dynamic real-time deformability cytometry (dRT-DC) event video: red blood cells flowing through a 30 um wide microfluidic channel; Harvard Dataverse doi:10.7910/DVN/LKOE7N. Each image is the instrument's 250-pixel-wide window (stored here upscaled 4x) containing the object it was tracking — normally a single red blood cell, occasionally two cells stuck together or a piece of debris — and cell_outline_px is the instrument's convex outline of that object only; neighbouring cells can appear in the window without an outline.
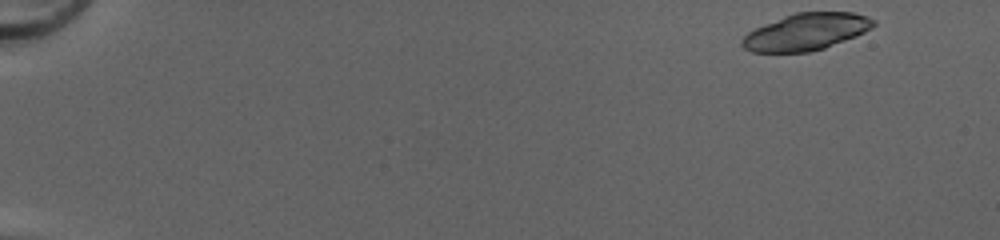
{"species": "common noctule bat (a hibernating species)", "species_latin": "Nyctalus noctula", "temperature_condition": "cold", "stored_images_in_passage": 47, "camera_frame_rate_fps": 3000, "um_per_image_px": 0.085, "animal": {"sex": "female", "body_mass_g": 20.0, "forearm_length_mm": 54.0}, "frame": {"image": 1, "passage_image": 1, "time_ms": 0.0, "image_size_px": [1000, 240], "cell_outline_px": [[876, 24], [872, 28], [856, 36], [824, 48], [812, 52], [752, 52], [744, 48], [740, 44], [740, 40], [748, 32], [764, 24], [784, 16], [796, 12], [852, 12], [868, 16], [876, 20]], "centroid_in_image_um": [68.53, 2.7], "position_along_channel_um": 16.5, "area_um2": 28.32}}
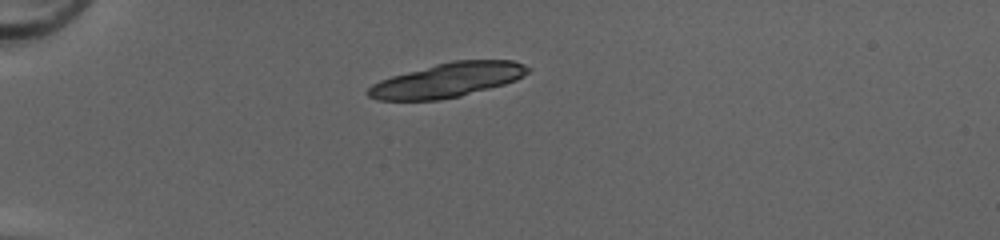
{"frame": {"image": 2, "passage_image": 12, "time_ms": 3.667, "image_size_px": [1000, 240], "cell_outline_px": [[532, 68], [528, 72], [516, 80], [504, 84], [460, 96], [440, 100], [376, 100], [368, 96], [364, 92], [372, 84], [380, 80], [392, 76], [436, 64], [452, 60], [512, 60], [524, 64]], "centroid_in_image_um": [38.02, 6.81], "position_along_channel_um": 47.0, "area_um2": 31.91}, "authors_computed_cell_mechanics": {"area_um2": 28.5532, "velocity_mm_per_s": 4.2026, "shape_relaxation_time_tau1_ms": null, "shape_relaxation_time_tau2_ms": 2.6673, "deformation_change_tau1": null, "deformation_change_tau2": 0.0614}}